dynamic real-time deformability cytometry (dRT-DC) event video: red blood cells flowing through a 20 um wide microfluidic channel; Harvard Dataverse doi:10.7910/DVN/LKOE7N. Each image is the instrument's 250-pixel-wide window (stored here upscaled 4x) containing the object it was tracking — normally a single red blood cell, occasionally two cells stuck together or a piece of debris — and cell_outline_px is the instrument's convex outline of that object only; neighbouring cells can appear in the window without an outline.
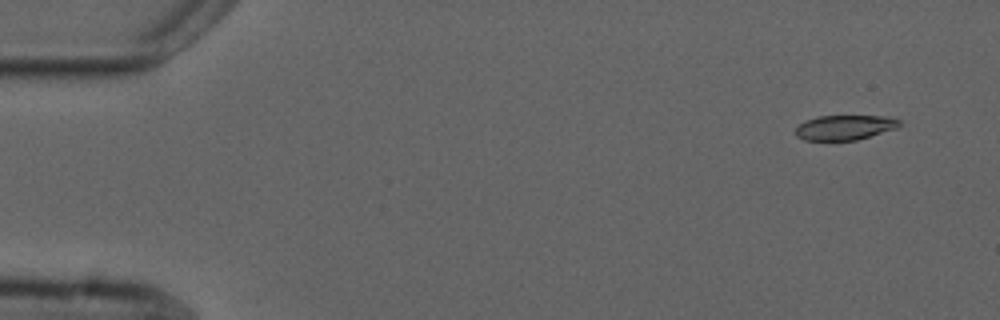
{"species": "common noctule bat (a hibernating species)", "species_latin": "Nyctalus noctula", "temperature_condition": "cold", "stored_images_in_passage": 6, "camera_frame_rate_fps": 3000, "um_per_image_px": 0.085, "animal": {"sex": "male", "forearm_length_mm": 52.5}, "frame": {"image": 1, "passage_image": 1, "time_ms": 0.0, "image_size_px": [1000, 320], "cell_outline_px": [[900, 124], [896, 128], [856, 140], [804, 140], [796, 136], [796, 128], [804, 120], [820, 116], [892, 116], [900, 120]], "centroid_in_image_um": [71.8, 10.82], "position_along_channel_um": 13.2, "area_um2": 14.97}}
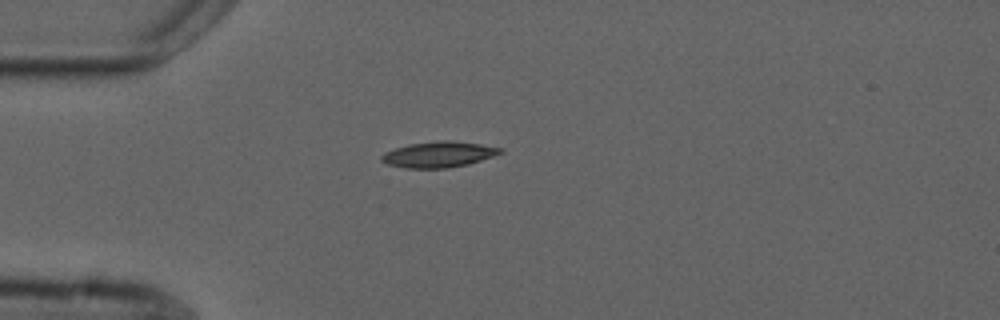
{"frame": {"image": 2, "passage_image": 4, "time_ms": 3.667, "image_size_px": [1000, 320], "cell_outline_px": [[504, 152], [468, 164], [448, 168], [404, 168], [388, 164], [380, 160], [380, 156], [384, 152], [408, 144], [440, 140], [448, 140], [480, 144], [504, 148]], "centroid_in_image_um": [37.27, 13.12], "position_along_channel_um": 47.7, "area_um2": 17.86}}
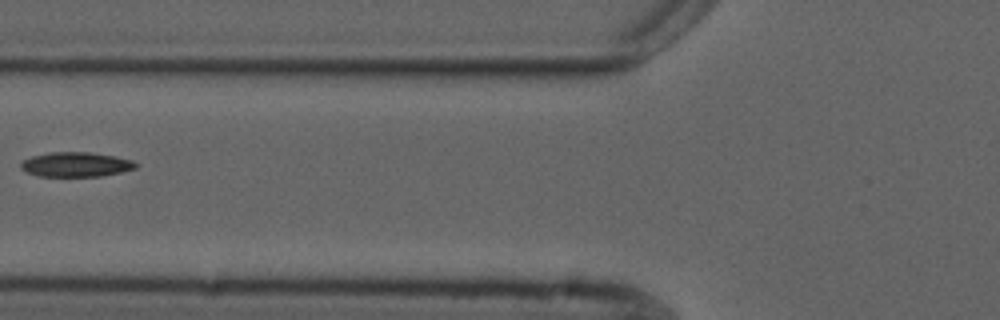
{"frame": {"image": 3, "passage_image": 6, "time_ms": 6.0, "image_size_px": [1000, 320], "cell_outline_px": [[140, 164], [136, 168], [120, 172], [100, 176], [40, 176], [28, 172], [20, 168], [20, 164], [24, 160], [32, 156], [48, 152], [88, 152], [116, 156], [132, 160]], "centroid_in_image_um": [6.48, 13.97], "position_along_channel_um": 119.3, "area_um2": 16.47}}